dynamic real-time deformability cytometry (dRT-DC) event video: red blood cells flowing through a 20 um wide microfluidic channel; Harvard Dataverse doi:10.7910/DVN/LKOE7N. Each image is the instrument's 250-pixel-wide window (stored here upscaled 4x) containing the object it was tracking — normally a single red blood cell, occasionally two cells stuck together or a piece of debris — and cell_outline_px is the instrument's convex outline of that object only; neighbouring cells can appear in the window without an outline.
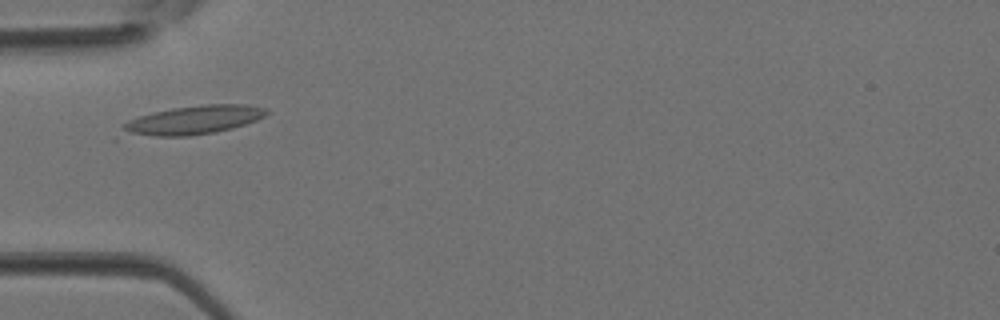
{"species": "Egyptian fruit bat (a non-hibernating species)", "species_latin": "Rousettus aegyptiacus", "temperature_condition": "room temperature", "stored_images_in_passage": 3, "camera_frame_rate_fps": 3000, "um_per_image_px": 0.085, "animal": {"sex": "female"}, "frame": {"image": 1, "passage_image": 3, "time_ms": 0.667, "image_size_px": [1000, 320], "cell_outline_px": [[268, 112], [264, 116], [256, 120], [232, 128], [216, 132], [192, 136], [156, 136], [124, 132], [120, 124], [128, 120], [152, 112], [172, 108], [208, 104], [248, 104], [264, 108]], "centroid_in_image_um": [16.46, 10.19], "position_along_channel_um": 68.5, "area_um2": 23.81}}